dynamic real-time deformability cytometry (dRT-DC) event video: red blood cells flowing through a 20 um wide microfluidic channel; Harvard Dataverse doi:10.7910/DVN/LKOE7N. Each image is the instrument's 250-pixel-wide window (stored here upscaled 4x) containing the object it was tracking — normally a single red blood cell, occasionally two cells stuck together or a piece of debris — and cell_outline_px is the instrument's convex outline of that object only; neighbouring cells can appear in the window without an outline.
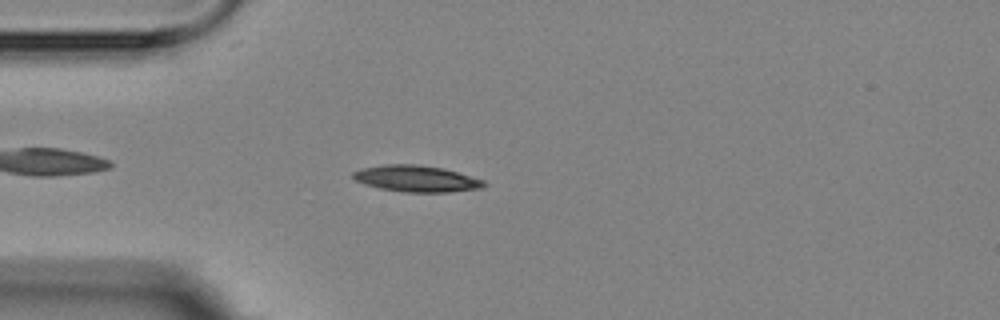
{"species": "Egyptian fruit bat (a non-hibernating species)", "species_latin": "Rousettus aegyptiacus", "temperature_condition": "room temperature", "stored_images_in_passage": 6, "camera_frame_rate_fps": 3000, "um_per_image_px": 0.085, "animal": {"sex": "female"}, "frame": {"image": 1, "passage_image": 5, "time_ms": 4.667, "image_size_px": [1000, 320], "cell_outline_px": [[488, 184], [484, 188], [448, 192], [404, 192], [380, 188], [364, 184], [356, 180], [352, 176], [352, 172], [360, 168], [384, 164], [420, 164], [444, 168], [484, 180]], "centroid_in_image_um": [35.41, 15.18], "position_along_channel_um": 49.6, "area_um2": 20.35}}